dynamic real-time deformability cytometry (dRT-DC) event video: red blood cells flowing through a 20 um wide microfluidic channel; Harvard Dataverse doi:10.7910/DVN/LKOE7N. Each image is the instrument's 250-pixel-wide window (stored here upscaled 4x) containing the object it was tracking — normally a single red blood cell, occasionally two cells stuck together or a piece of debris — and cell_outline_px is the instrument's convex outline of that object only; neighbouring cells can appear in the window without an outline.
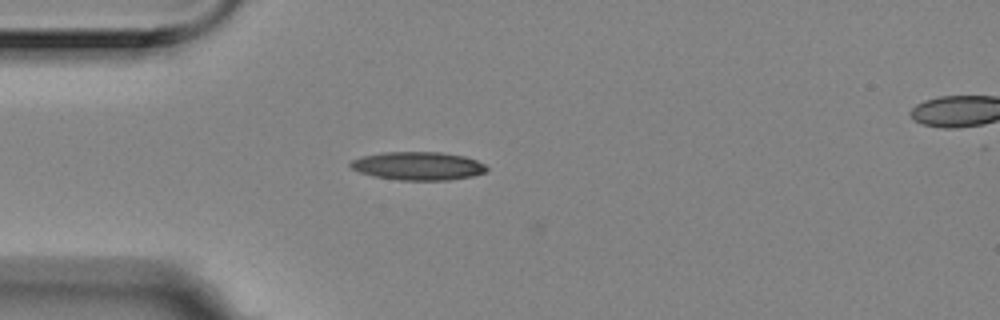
{"species": "Egyptian fruit bat (a non-hibernating species)", "species_latin": "Rousettus aegyptiacus", "temperature_condition": "room temperature", "stored_images_in_passage": 2, "segment_of_instrument_passage": [1, 2], "camera_frame_rate_fps": 3000, "um_per_image_px": 0.085, "animal": {"sex": "female"}, "frame": {"image": 1, "passage_image": 1, "time_ms": 0.0, "image_size_px": [1000, 320], "cell_outline_px": [[488, 168], [484, 172], [472, 176], [448, 180], [400, 180], [372, 176], [360, 172], [352, 168], [348, 164], [352, 160], [364, 156], [384, 152], [440, 152], [464, 156], [476, 160], [484, 164]], "centroid_in_image_um": [35.53, 14.1], "position_along_channel_um": 49.5, "area_um2": 22.31}}